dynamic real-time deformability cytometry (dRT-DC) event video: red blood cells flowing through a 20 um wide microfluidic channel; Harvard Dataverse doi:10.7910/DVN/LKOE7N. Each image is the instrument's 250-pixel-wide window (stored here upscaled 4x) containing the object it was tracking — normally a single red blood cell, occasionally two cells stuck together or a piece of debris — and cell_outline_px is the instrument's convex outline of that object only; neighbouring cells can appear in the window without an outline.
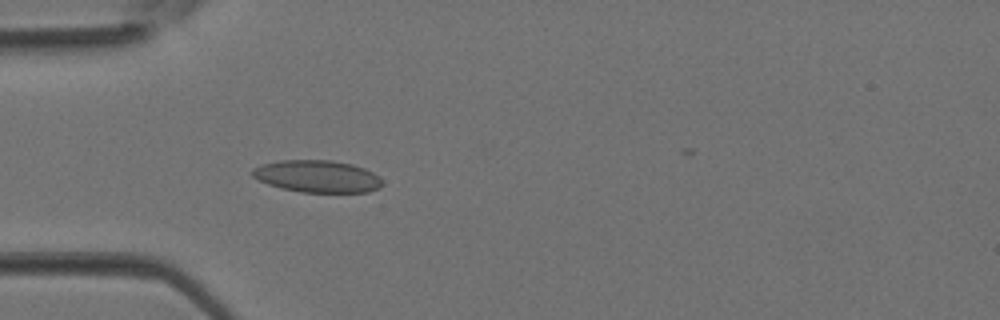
{"species": "Egyptian fruit bat (a non-hibernating species)", "species_latin": "Rousettus aegyptiacus", "temperature_condition": "room temperature", "stored_images_in_passage": 3, "camera_frame_rate_fps": 3000, "um_per_image_px": 0.085, "animal": {"sex": "female"}, "frame": {"image": 1, "passage_image": 3, "time_ms": 0.667, "image_size_px": [1000, 320], "cell_outline_px": [[384, 184], [368, 192], [300, 192], [280, 188], [268, 184], [252, 176], [252, 168], [260, 164], [280, 160], [332, 160], [352, 164], [364, 168], [380, 176]], "centroid_in_image_um": [26.96, 14.98], "position_along_channel_um": 58.0, "area_um2": 24.45}}